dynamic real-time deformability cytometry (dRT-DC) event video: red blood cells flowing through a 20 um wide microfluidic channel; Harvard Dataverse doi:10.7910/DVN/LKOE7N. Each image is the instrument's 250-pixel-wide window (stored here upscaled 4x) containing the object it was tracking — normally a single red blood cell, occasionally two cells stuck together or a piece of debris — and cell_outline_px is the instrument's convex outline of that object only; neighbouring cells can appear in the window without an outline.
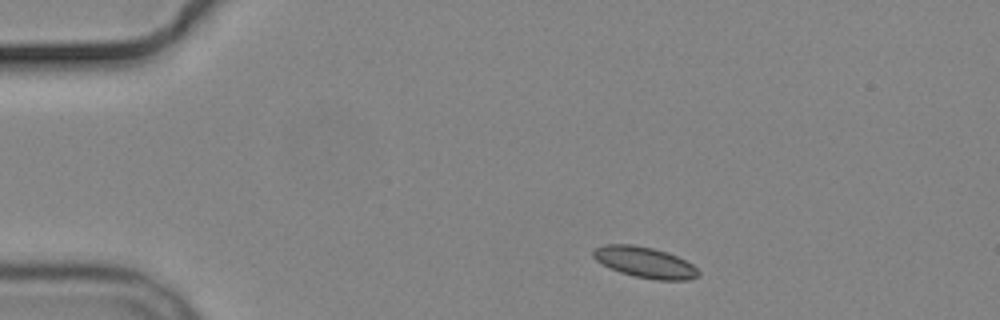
{"species": "common noctule bat (a hibernating species)", "species_latin": "Nyctalus noctula", "temperature_condition": "cold", "stored_images_in_passage": 3, "camera_frame_rate_fps": 3000, "um_per_image_px": 0.085, "animal": {"sex": "male", "body_mass_g": 19.2, "forearm_length_mm": 51.8}, "frame": {"image": 1, "passage_image": 1, "time_ms": 0.0, "image_size_px": [1000, 320], "cell_outline_px": [[700, 276], [688, 280], [656, 280], [632, 276], [620, 272], [596, 260], [592, 256], [592, 248], [604, 244], [632, 244], [652, 248], [676, 256], [692, 264], [700, 272]], "centroid_in_image_um": [54.79, 22.3], "position_along_channel_um": 30.2, "area_um2": 18.9}}